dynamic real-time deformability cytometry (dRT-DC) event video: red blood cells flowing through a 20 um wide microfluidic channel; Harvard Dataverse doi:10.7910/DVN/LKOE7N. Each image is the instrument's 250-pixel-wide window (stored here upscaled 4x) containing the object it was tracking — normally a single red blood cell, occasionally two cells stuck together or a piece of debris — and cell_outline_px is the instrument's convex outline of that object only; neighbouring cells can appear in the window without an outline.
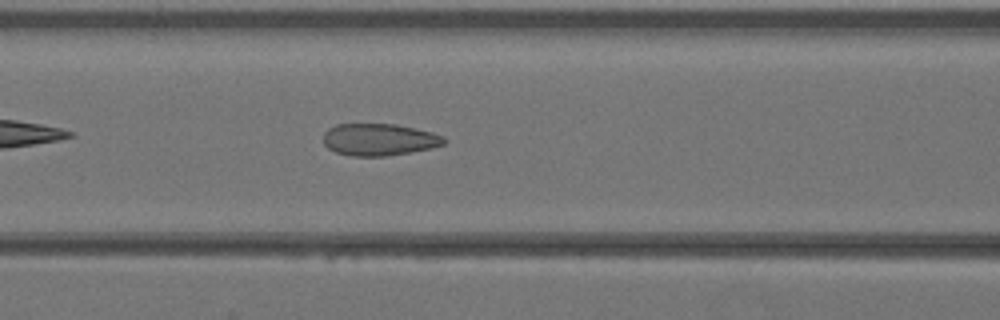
{"species": "Egyptian fruit bat (a non-hibernating species)", "species_latin": "Rousettus aegyptiacus", "temperature_condition": "warm", "stored_images_in_passage": 30, "camera_frame_rate_fps": 3000, "um_per_image_px": 0.085, "animal": {"sex": "female"}, "frame": {"image": 1, "passage_image": 7, "time_ms": 2.0, "image_size_px": [1000, 320], "cell_outline_px": [[448, 140], [444, 144], [432, 148], [384, 156], [352, 156], [336, 152], [328, 148], [324, 144], [324, 132], [328, 128], [336, 124], [396, 124], [432, 132], [444, 136]], "centroid_in_image_um": [32.23, 11.86], "position_along_channel_um": 134.4, "area_um2": 22.54}}
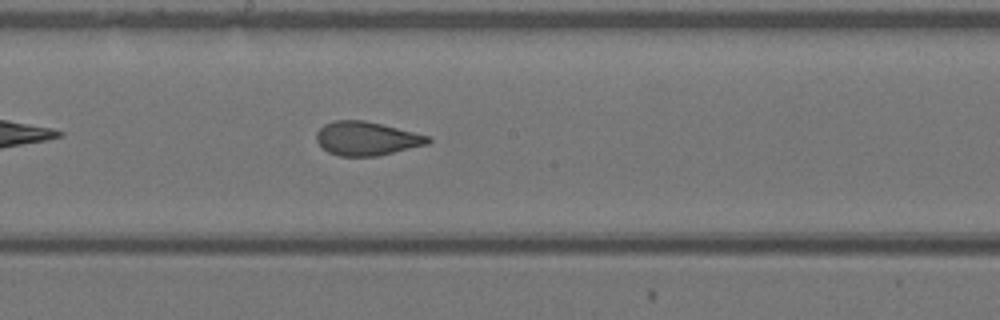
{"frame": {"image": 2, "passage_image": 12, "time_ms": 3.667, "image_size_px": [1000, 320], "cell_outline_px": [[432, 140], [428, 144], [376, 156], [340, 156], [328, 152], [316, 140], [316, 132], [324, 124], [332, 120], [364, 120], [432, 136]], "centroid_in_image_um": [31.17, 11.76], "position_along_channel_um": 217.0, "area_um2": 21.96}}
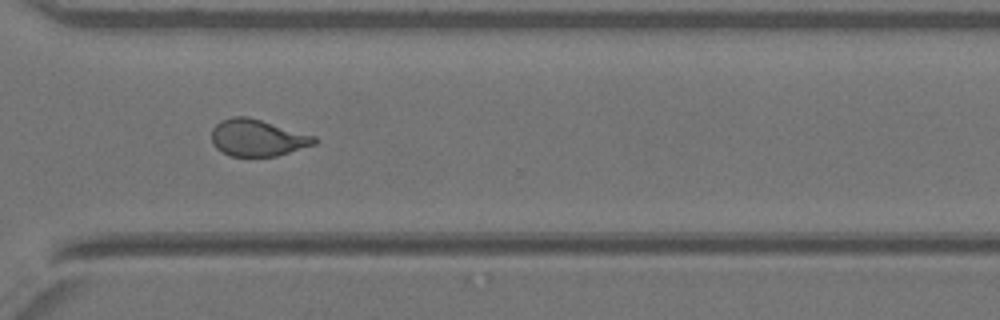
{"frame": {"image": 3, "passage_image": 20, "time_ms": 6.333, "image_size_px": [1000, 320], "cell_outline_px": [[316, 144], [276, 156], [232, 156], [220, 152], [212, 144], [212, 128], [216, 124], [232, 116], [248, 116], [316, 136]], "centroid_in_image_um": [21.87, 11.71], "position_along_channel_um": 348.7, "area_um2": 22.02}}